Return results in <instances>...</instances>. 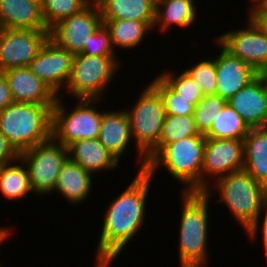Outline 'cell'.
I'll list each match as a JSON object with an SVG mask.
<instances>
[{"instance_id": "27", "label": "cell", "mask_w": 267, "mask_h": 267, "mask_svg": "<svg viewBox=\"0 0 267 267\" xmlns=\"http://www.w3.org/2000/svg\"><path fill=\"white\" fill-rule=\"evenodd\" d=\"M250 128L242 117L227 103L205 135L209 139L244 140Z\"/></svg>"}, {"instance_id": "36", "label": "cell", "mask_w": 267, "mask_h": 267, "mask_svg": "<svg viewBox=\"0 0 267 267\" xmlns=\"http://www.w3.org/2000/svg\"><path fill=\"white\" fill-rule=\"evenodd\" d=\"M20 157L7 138L0 132V167Z\"/></svg>"}, {"instance_id": "4", "label": "cell", "mask_w": 267, "mask_h": 267, "mask_svg": "<svg viewBox=\"0 0 267 267\" xmlns=\"http://www.w3.org/2000/svg\"><path fill=\"white\" fill-rule=\"evenodd\" d=\"M215 187H207L204 193L212 199L213 189L219 192L216 202L227 207L242 231L246 232L261 214L267 198V187L257 182L246 170L232 172L211 182ZM212 190V191H211Z\"/></svg>"}, {"instance_id": "22", "label": "cell", "mask_w": 267, "mask_h": 267, "mask_svg": "<svg viewBox=\"0 0 267 267\" xmlns=\"http://www.w3.org/2000/svg\"><path fill=\"white\" fill-rule=\"evenodd\" d=\"M197 1L195 0H156L155 24L159 31L167 33L174 25L181 29L189 28L197 22Z\"/></svg>"}, {"instance_id": "25", "label": "cell", "mask_w": 267, "mask_h": 267, "mask_svg": "<svg viewBox=\"0 0 267 267\" xmlns=\"http://www.w3.org/2000/svg\"><path fill=\"white\" fill-rule=\"evenodd\" d=\"M110 33L111 43L115 49H133L143 42L145 35L154 29L155 22L135 20H102Z\"/></svg>"}, {"instance_id": "11", "label": "cell", "mask_w": 267, "mask_h": 267, "mask_svg": "<svg viewBox=\"0 0 267 267\" xmlns=\"http://www.w3.org/2000/svg\"><path fill=\"white\" fill-rule=\"evenodd\" d=\"M48 38L49 30L0 28V72L29 67Z\"/></svg>"}, {"instance_id": "35", "label": "cell", "mask_w": 267, "mask_h": 267, "mask_svg": "<svg viewBox=\"0 0 267 267\" xmlns=\"http://www.w3.org/2000/svg\"><path fill=\"white\" fill-rule=\"evenodd\" d=\"M262 215L260 214L258 216V219L249 227V229L245 232L248 237H250V240L256 239L255 237L258 236L260 230V233L262 235V243H263V251H264V256L267 258V198L264 202L263 208L261 210ZM260 217L263 219L260 222ZM262 224V225H259ZM261 228V229H260ZM260 229V230H259Z\"/></svg>"}, {"instance_id": "42", "label": "cell", "mask_w": 267, "mask_h": 267, "mask_svg": "<svg viewBox=\"0 0 267 267\" xmlns=\"http://www.w3.org/2000/svg\"><path fill=\"white\" fill-rule=\"evenodd\" d=\"M91 3H97L99 0H89Z\"/></svg>"}, {"instance_id": "28", "label": "cell", "mask_w": 267, "mask_h": 267, "mask_svg": "<svg viewBox=\"0 0 267 267\" xmlns=\"http://www.w3.org/2000/svg\"><path fill=\"white\" fill-rule=\"evenodd\" d=\"M199 134L193 116L166 114L158 145L146 156L147 162L166 144Z\"/></svg>"}, {"instance_id": "10", "label": "cell", "mask_w": 267, "mask_h": 267, "mask_svg": "<svg viewBox=\"0 0 267 267\" xmlns=\"http://www.w3.org/2000/svg\"><path fill=\"white\" fill-rule=\"evenodd\" d=\"M243 168V140L206 138L201 170V192L211 185V181L214 182L232 172L243 170ZM207 177L212 178L207 180Z\"/></svg>"}, {"instance_id": "37", "label": "cell", "mask_w": 267, "mask_h": 267, "mask_svg": "<svg viewBox=\"0 0 267 267\" xmlns=\"http://www.w3.org/2000/svg\"><path fill=\"white\" fill-rule=\"evenodd\" d=\"M248 11V18L267 37V12H265L260 6L249 8Z\"/></svg>"}, {"instance_id": "9", "label": "cell", "mask_w": 267, "mask_h": 267, "mask_svg": "<svg viewBox=\"0 0 267 267\" xmlns=\"http://www.w3.org/2000/svg\"><path fill=\"white\" fill-rule=\"evenodd\" d=\"M19 158L27 169L34 195L46 196L54 192L59 173L68 159V149L51 137L20 153Z\"/></svg>"}, {"instance_id": "41", "label": "cell", "mask_w": 267, "mask_h": 267, "mask_svg": "<svg viewBox=\"0 0 267 267\" xmlns=\"http://www.w3.org/2000/svg\"><path fill=\"white\" fill-rule=\"evenodd\" d=\"M260 7H261L265 12H267V0H264V1L261 3Z\"/></svg>"}, {"instance_id": "33", "label": "cell", "mask_w": 267, "mask_h": 267, "mask_svg": "<svg viewBox=\"0 0 267 267\" xmlns=\"http://www.w3.org/2000/svg\"><path fill=\"white\" fill-rule=\"evenodd\" d=\"M195 64L183 70L200 86L204 96L216 95V58H203Z\"/></svg>"}, {"instance_id": "38", "label": "cell", "mask_w": 267, "mask_h": 267, "mask_svg": "<svg viewBox=\"0 0 267 267\" xmlns=\"http://www.w3.org/2000/svg\"><path fill=\"white\" fill-rule=\"evenodd\" d=\"M13 97L9 88L8 81L3 72H0V111L12 104Z\"/></svg>"}, {"instance_id": "31", "label": "cell", "mask_w": 267, "mask_h": 267, "mask_svg": "<svg viewBox=\"0 0 267 267\" xmlns=\"http://www.w3.org/2000/svg\"><path fill=\"white\" fill-rule=\"evenodd\" d=\"M162 71L158 76L181 98L189 100L195 106L204 97L203 91L194 79L184 70L175 75L174 72Z\"/></svg>"}, {"instance_id": "8", "label": "cell", "mask_w": 267, "mask_h": 267, "mask_svg": "<svg viewBox=\"0 0 267 267\" xmlns=\"http://www.w3.org/2000/svg\"><path fill=\"white\" fill-rule=\"evenodd\" d=\"M62 101L58 96L52 108V137L65 147L82 139H97L103 116L95 105L99 99H77L72 110Z\"/></svg>"}, {"instance_id": "7", "label": "cell", "mask_w": 267, "mask_h": 267, "mask_svg": "<svg viewBox=\"0 0 267 267\" xmlns=\"http://www.w3.org/2000/svg\"><path fill=\"white\" fill-rule=\"evenodd\" d=\"M118 56L75 54L71 74L65 89L59 95L77 99L102 100L122 63ZM108 87V88H107ZM64 90L66 93H64ZM65 94V95H64Z\"/></svg>"}, {"instance_id": "39", "label": "cell", "mask_w": 267, "mask_h": 267, "mask_svg": "<svg viewBox=\"0 0 267 267\" xmlns=\"http://www.w3.org/2000/svg\"><path fill=\"white\" fill-rule=\"evenodd\" d=\"M11 234V230L9 228L6 227H2L0 226V245L3 244V242L5 243V241L8 240L9 236Z\"/></svg>"}, {"instance_id": "30", "label": "cell", "mask_w": 267, "mask_h": 267, "mask_svg": "<svg viewBox=\"0 0 267 267\" xmlns=\"http://www.w3.org/2000/svg\"><path fill=\"white\" fill-rule=\"evenodd\" d=\"M227 103L228 100L218 95H207L199 101L193 112L199 134L206 135L210 131L213 121L216 120Z\"/></svg>"}, {"instance_id": "1", "label": "cell", "mask_w": 267, "mask_h": 267, "mask_svg": "<svg viewBox=\"0 0 267 267\" xmlns=\"http://www.w3.org/2000/svg\"><path fill=\"white\" fill-rule=\"evenodd\" d=\"M131 183L116 196L103 214L96 246L95 267H110L144 227L147 197L154 180L146 171L136 173Z\"/></svg>"}, {"instance_id": "40", "label": "cell", "mask_w": 267, "mask_h": 267, "mask_svg": "<svg viewBox=\"0 0 267 267\" xmlns=\"http://www.w3.org/2000/svg\"><path fill=\"white\" fill-rule=\"evenodd\" d=\"M252 1V6H250L251 8L253 7H256V6H260L261 3L264 1V0H251Z\"/></svg>"}, {"instance_id": "20", "label": "cell", "mask_w": 267, "mask_h": 267, "mask_svg": "<svg viewBox=\"0 0 267 267\" xmlns=\"http://www.w3.org/2000/svg\"><path fill=\"white\" fill-rule=\"evenodd\" d=\"M68 158L76 162L93 176L104 170H111L119 165L99 139H82L67 146Z\"/></svg>"}, {"instance_id": "18", "label": "cell", "mask_w": 267, "mask_h": 267, "mask_svg": "<svg viewBox=\"0 0 267 267\" xmlns=\"http://www.w3.org/2000/svg\"><path fill=\"white\" fill-rule=\"evenodd\" d=\"M99 141L120 161L132 142L131 127L126 110H103Z\"/></svg>"}, {"instance_id": "12", "label": "cell", "mask_w": 267, "mask_h": 267, "mask_svg": "<svg viewBox=\"0 0 267 267\" xmlns=\"http://www.w3.org/2000/svg\"><path fill=\"white\" fill-rule=\"evenodd\" d=\"M103 23L98 3H90L81 12L71 15L49 29V38L72 54L81 53L85 42Z\"/></svg>"}, {"instance_id": "16", "label": "cell", "mask_w": 267, "mask_h": 267, "mask_svg": "<svg viewBox=\"0 0 267 267\" xmlns=\"http://www.w3.org/2000/svg\"><path fill=\"white\" fill-rule=\"evenodd\" d=\"M216 95L228 100L251 82L259 73L246 62L227 51L216 39Z\"/></svg>"}, {"instance_id": "32", "label": "cell", "mask_w": 267, "mask_h": 267, "mask_svg": "<svg viewBox=\"0 0 267 267\" xmlns=\"http://www.w3.org/2000/svg\"><path fill=\"white\" fill-rule=\"evenodd\" d=\"M149 84L161 96L166 114L193 116L195 105L190 103L189 100L181 98L158 75Z\"/></svg>"}, {"instance_id": "26", "label": "cell", "mask_w": 267, "mask_h": 267, "mask_svg": "<svg viewBox=\"0 0 267 267\" xmlns=\"http://www.w3.org/2000/svg\"><path fill=\"white\" fill-rule=\"evenodd\" d=\"M33 193L27 169L23 161L17 160L0 167V194L2 198L18 201Z\"/></svg>"}, {"instance_id": "21", "label": "cell", "mask_w": 267, "mask_h": 267, "mask_svg": "<svg viewBox=\"0 0 267 267\" xmlns=\"http://www.w3.org/2000/svg\"><path fill=\"white\" fill-rule=\"evenodd\" d=\"M93 180L90 172L68 158L59 173L54 192L60 193L71 205L82 204L91 195Z\"/></svg>"}, {"instance_id": "5", "label": "cell", "mask_w": 267, "mask_h": 267, "mask_svg": "<svg viewBox=\"0 0 267 267\" xmlns=\"http://www.w3.org/2000/svg\"><path fill=\"white\" fill-rule=\"evenodd\" d=\"M54 105L13 102L0 111V132L20 154L52 137Z\"/></svg>"}, {"instance_id": "19", "label": "cell", "mask_w": 267, "mask_h": 267, "mask_svg": "<svg viewBox=\"0 0 267 267\" xmlns=\"http://www.w3.org/2000/svg\"><path fill=\"white\" fill-rule=\"evenodd\" d=\"M0 28L49 30L40 0H0Z\"/></svg>"}, {"instance_id": "17", "label": "cell", "mask_w": 267, "mask_h": 267, "mask_svg": "<svg viewBox=\"0 0 267 267\" xmlns=\"http://www.w3.org/2000/svg\"><path fill=\"white\" fill-rule=\"evenodd\" d=\"M14 102L55 105L58 95L29 67L11 68L3 71Z\"/></svg>"}, {"instance_id": "29", "label": "cell", "mask_w": 267, "mask_h": 267, "mask_svg": "<svg viewBox=\"0 0 267 267\" xmlns=\"http://www.w3.org/2000/svg\"><path fill=\"white\" fill-rule=\"evenodd\" d=\"M90 3L89 0H40L46 27L50 29L59 21L81 12Z\"/></svg>"}, {"instance_id": "14", "label": "cell", "mask_w": 267, "mask_h": 267, "mask_svg": "<svg viewBox=\"0 0 267 267\" xmlns=\"http://www.w3.org/2000/svg\"><path fill=\"white\" fill-rule=\"evenodd\" d=\"M73 59L74 54L59 47L48 38L29 68L59 96L69 80Z\"/></svg>"}, {"instance_id": "24", "label": "cell", "mask_w": 267, "mask_h": 267, "mask_svg": "<svg viewBox=\"0 0 267 267\" xmlns=\"http://www.w3.org/2000/svg\"><path fill=\"white\" fill-rule=\"evenodd\" d=\"M243 141V169L267 187V127L250 128Z\"/></svg>"}, {"instance_id": "23", "label": "cell", "mask_w": 267, "mask_h": 267, "mask_svg": "<svg viewBox=\"0 0 267 267\" xmlns=\"http://www.w3.org/2000/svg\"><path fill=\"white\" fill-rule=\"evenodd\" d=\"M102 20L155 22L156 0H99Z\"/></svg>"}, {"instance_id": "15", "label": "cell", "mask_w": 267, "mask_h": 267, "mask_svg": "<svg viewBox=\"0 0 267 267\" xmlns=\"http://www.w3.org/2000/svg\"><path fill=\"white\" fill-rule=\"evenodd\" d=\"M249 128L267 127V74H258L228 99Z\"/></svg>"}, {"instance_id": "13", "label": "cell", "mask_w": 267, "mask_h": 267, "mask_svg": "<svg viewBox=\"0 0 267 267\" xmlns=\"http://www.w3.org/2000/svg\"><path fill=\"white\" fill-rule=\"evenodd\" d=\"M247 20L245 29L229 30L215 39L259 74H267V37L249 18Z\"/></svg>"}, {"instance_id": "2", "label": "cell", "mask_w": 267, "mask_h": 267, "mask_svg": "<svg viewBox=\"0 0 267 267\" xmlns=\"http://www.w3.org/2000/svg\"><path fill=\"white\" fill-rule=\"evenodd\" d=\"M180 200L179 265L206 267L209 262L210 198L204 192L181 191Z\"/></svg>"}, {"instance_id": "34", "label": "cell", "mask_w": 267, "mask_h": 267, "mask_svg": "<svg viewBox=\"0 0 267 267\" xmlns=\"http://www.w3.org/2000/svg\"><path fill=\"white\" fill-rule=\"evenodd\" d=\"M81 54L96 56H117L116 50H114L111 43L109 30L104 25V23H102L89 37V41L85 42V46Z\"/></svg>"}, {"instance_id": "3", "label": "cell", "mask_w": 267, "mask_h": 267, "mask_svg": "<svg viewBox=\"0 0 267 267\" xmlns=\"http://www.w3.org/2000/svg\"><path fill=\"white\" fill-rule=\"evenodd\" d=\"M205 142V136H191L166 144L147 162L145 171L154 179L158 168L163 167L185 186L182 192H201Z\"/></svg>"}, {"instance_id": "6", "label": "cell", "mask_w": 267, "mask_h": 267, "mask_svg": "<svg viewBox=\"0 0 267 267\" xmlns=\"http://www.w3.org/2000/svg\"><path fill=\"white\" fill-rule=\"evenodd\" d=\"M131 109H126L138 157V172L145 171L146 156L158 145L166 111L159 93L150 85L142 89ZM141 161V162H140Z\"/></svg>"}]
</instances>
